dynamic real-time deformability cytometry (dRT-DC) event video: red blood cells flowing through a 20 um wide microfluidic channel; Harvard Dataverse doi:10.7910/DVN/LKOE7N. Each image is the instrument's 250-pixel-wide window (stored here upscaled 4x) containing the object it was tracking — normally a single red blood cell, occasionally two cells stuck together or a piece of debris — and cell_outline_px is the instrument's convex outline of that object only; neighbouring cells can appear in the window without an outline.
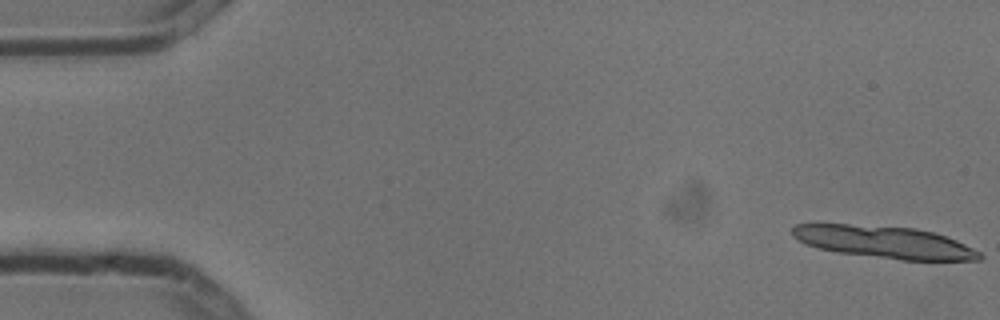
{"species": "common noctule bat (a hibernating species)", "species_latin": "Nyctalus noctula", "temperature_condition": "cold", "stored_images_in_passage": 6, "camera_frame_rate_fps": 3000, "um_per_image_px": 0.085, "animal": {"sex": "male", "body_mass_g": 13.3}, "frame": {"image": 1, "passage_image": 1, "time_ms": 0.0, "image_size_px": [1000, 320], "cell_outline_px": [[984, 256], [980, 260], [900, 260], [836, 252], [804, 244], [792, 236], [792, 228], [796, 224], [848, 224], [916, 228], [932, 232], [956, 240], [980, 252]], "centroid_in_image_um": [75.15, 20.58], "position_along_channel_um": 9.8, "area_um2": 35.03}}